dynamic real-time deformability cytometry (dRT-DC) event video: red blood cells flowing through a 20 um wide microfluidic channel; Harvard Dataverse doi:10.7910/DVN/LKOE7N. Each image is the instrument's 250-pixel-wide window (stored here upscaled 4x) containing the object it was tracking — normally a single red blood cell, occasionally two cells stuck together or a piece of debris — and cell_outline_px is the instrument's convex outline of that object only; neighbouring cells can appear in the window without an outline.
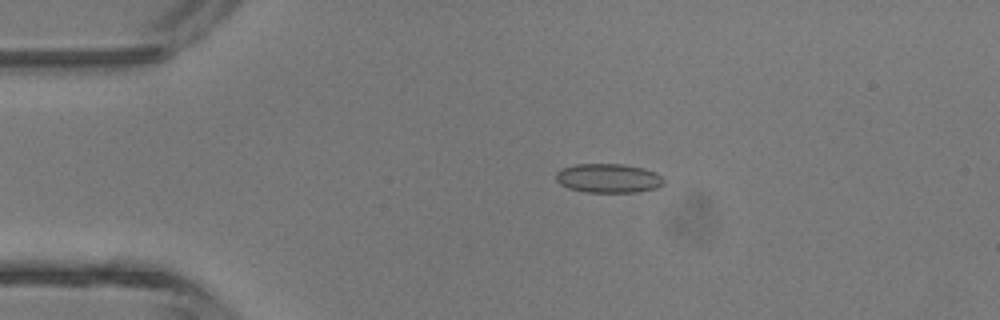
{"species": "common noctule bat (a hibernating species)", "species_latin": "Nyctalus noctula", "temperature_condition": "room temperature", "stored_images_in_passage": 3, "camera_frame_rate_fps": 3000, "um_per_image_px": 0.085, "animal": {"sex": "male", "body_mass_g": 13.3}, "frame": {"image": 1, "passage_image": 3, "time_ms": 2.333, "image_size_px": [1000, 320], "cell_outline_px": [[664, 184], [656, 188], [636, 192], [584, 192], [568, 188], [560, 184], [556, 180], [556, 172], [560, 168], [576, 164], [624, 164], [644, 168], [656, 172], [664, 180]], "centroid_in_image_um": [51.69, 15.14], "position_along_channel_um": 33.3, "area_um2": 18.44}}